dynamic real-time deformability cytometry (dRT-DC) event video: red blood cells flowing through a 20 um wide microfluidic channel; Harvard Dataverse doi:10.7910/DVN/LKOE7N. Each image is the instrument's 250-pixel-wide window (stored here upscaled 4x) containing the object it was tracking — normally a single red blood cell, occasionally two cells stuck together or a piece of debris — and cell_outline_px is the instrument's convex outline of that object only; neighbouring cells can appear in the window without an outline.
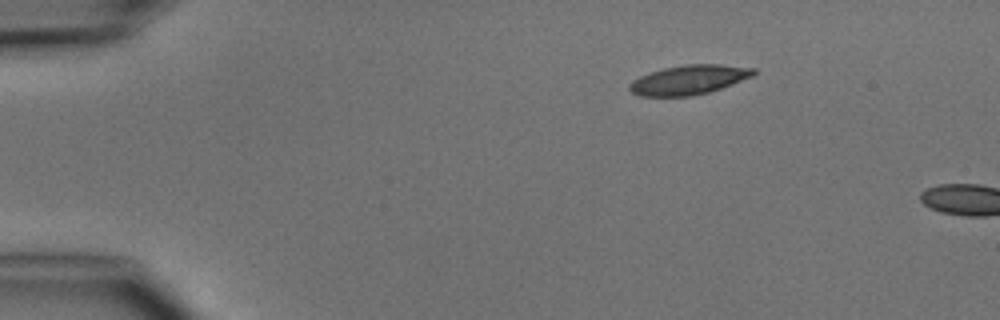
{"species": "common noctule bat (a hibernating species)", "species_latin": "Nyctalus noctula", "temperature_condition": "cold", "stored_images_in_passage": 2, "camera_frame_rate_fps": 3000, "um_per_image_px": 0.085, "animal": {"sex": "male", "body_mass_g": 15.6}, "frame": {"image": 1, "passage_image": 1, "time_ms": 0.0, "image_size_px": [1000, 320], "cell_outline_px": [[756, 72], [752, 76], [732, 84], [708, 92], [692, 96], [640, 96], [632, 92], [628, 88], [628, 84], [632, 80], [640, 76], [664, 68], [688, 64], [720, 64], [756, 68]], "centroid_in_image_um": [58.55, 6.78], "position_along_channel_um": 26.5, "area_um2": 21.15}}